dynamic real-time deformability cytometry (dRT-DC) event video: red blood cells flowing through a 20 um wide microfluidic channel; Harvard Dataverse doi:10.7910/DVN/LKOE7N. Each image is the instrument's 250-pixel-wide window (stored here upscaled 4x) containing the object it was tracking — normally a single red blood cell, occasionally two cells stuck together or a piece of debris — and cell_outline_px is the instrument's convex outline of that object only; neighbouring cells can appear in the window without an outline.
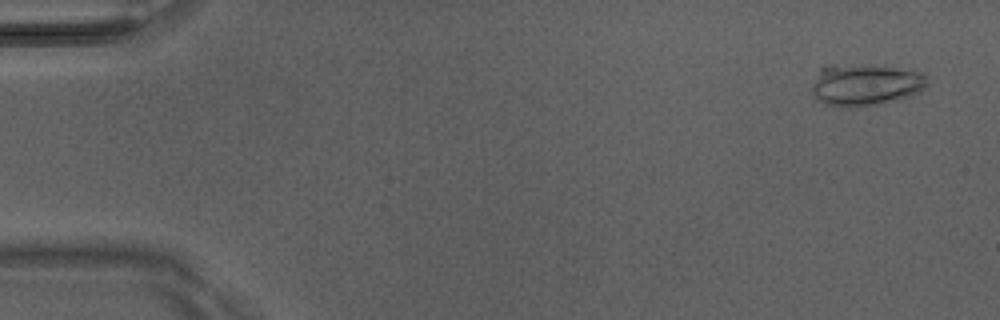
{"species": "Egyptian fruit bat (a non-hibernating species)", "species_latin": "Rousettus aegyptiacus", "temperature_condition": "room temperature", "stored_images_in_passage": 5, "camera_frame_rate_fps": 3000, "um_per_image_px": 0.085, "animal": {"sex": "male"}, "frame": {"image": 1, "passage_image": 1, "time_ms": 0.0, "image_size_px": [1000, 320], "cell_outline_px": [[928, 84], [920, 92], [912, 96], [896, 100], [860, 108], [848, 108], [824, 104], [816, 100], [812, 96], [812, 88], [820, 68], [832, 64], [860, 64], [892, 68], [920, 72], [928, 76]], "centroid_in_image_um": [73.54, 7.23], "position_along_channel_um": 11.5, "area_um2": 28.5}}
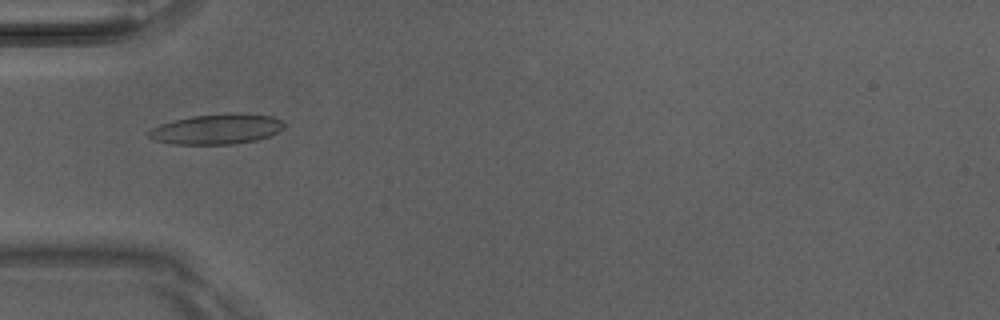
{"frame": {"image": 2, "passage_image": 5, "time_ms": 1.333, "image_size_px": [1000, 320], "cell_outline_px": [[284, 128], [268, 136], [256, 140], [232, 144], [172, 144], [156, 140], [148, 136], [148, 132], [152, 128], [160, 124], [192, 116], [272, 116], [280, 120], [284, 124]], "centroid_in_image_um": [18.36, 11.03], "position_along_channel_um": 66.6, "area_um2": 22.48}}